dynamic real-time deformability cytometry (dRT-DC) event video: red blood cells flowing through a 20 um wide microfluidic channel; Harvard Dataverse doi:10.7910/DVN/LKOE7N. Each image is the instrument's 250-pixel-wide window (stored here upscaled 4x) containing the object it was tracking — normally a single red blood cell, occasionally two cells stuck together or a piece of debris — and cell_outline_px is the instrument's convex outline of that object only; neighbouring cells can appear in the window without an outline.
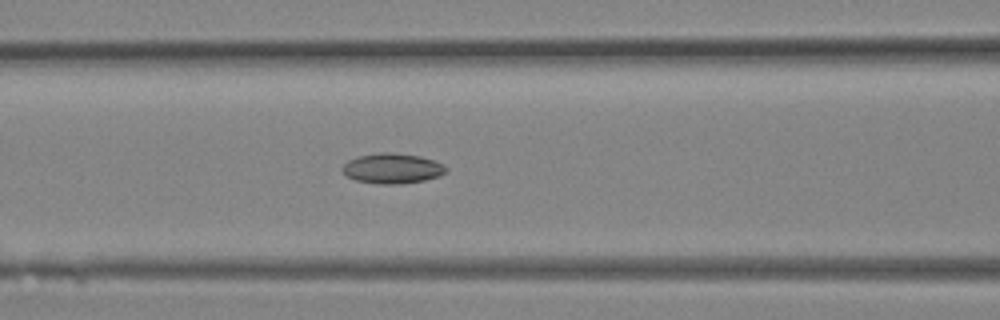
{"species": "Egyptian fruit bat (a non-hibernating species)", "species_latin": "Rousettus aegyptiacus", "temperature_condition": "room temperature", "stored_images_in_passage": 22, "camera_frame_rate_fps": 3000, "um_per_image_px": 0.085, "animal": {"sex": "female"}, "frame": {"image": 1, "passage_image": 7, "time_ms": 2.0, "image_size_px": [1000, 320], "cell_outline_px": [[448, 168], [440, 176], [424, 180], [400, 184], [380, 184], [356, 180], [348, 176], [340, 168], [348, 160], [356, 156], [380, 152], [392, 152], [420, 156], [444, 164]], "centroid_in_image_um": [33.34, 14.3], "position_along_channel_um": 133.3, "area_um2": 18.26}}
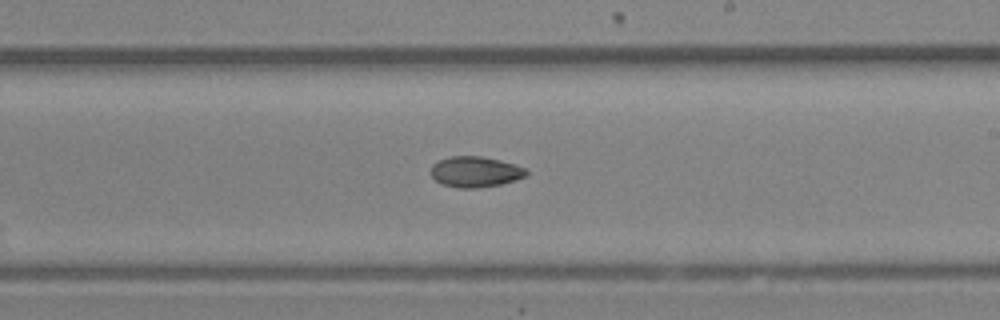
{"frame": {"image": 2, "passage_image": 12, "time_ms": 3.667, "image_size_px": [1000, 320], "cell_outline_px": [[528, 176], [516, 180], [500, 184], [476, 188], [456, 188], [440, 184], [428, 172], [432, 164], [436, 160], [448, 156], [480, 156], [500, 160], [524, 168], [528, 172]], "centroid_in_image_um": [40.33, 14.6], "position_along_channel_um": 248.7, "area_um2": 17.34}}
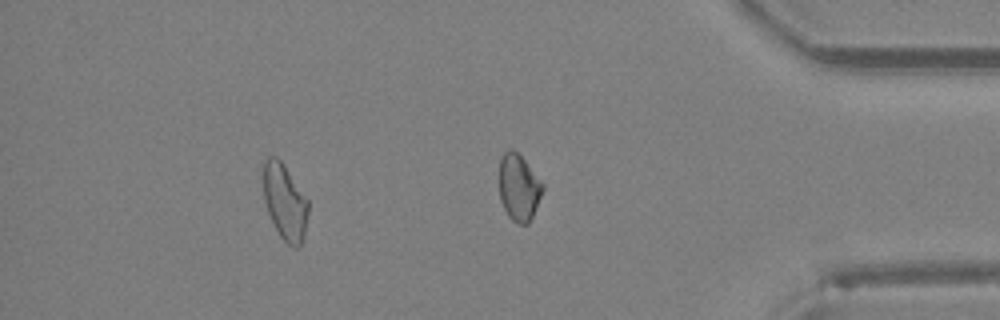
{"frame": {"image": 3, "passage_image": 19, "time_ms": 6.0, "image_size_px": [1000, 320], "cell_outline_px": [[308, 212], [304, 236], [300, 244], [296, 248], [292, 248], [280, 236], [268, 212], [264, 200], [264, 160], [268, 156], [276, 156], [280, 160], [308, 200]], "centroid_in_image_um": [24.21, 17.17], "position_along_channel_um": 411.0, "area_um2": 19.48}}